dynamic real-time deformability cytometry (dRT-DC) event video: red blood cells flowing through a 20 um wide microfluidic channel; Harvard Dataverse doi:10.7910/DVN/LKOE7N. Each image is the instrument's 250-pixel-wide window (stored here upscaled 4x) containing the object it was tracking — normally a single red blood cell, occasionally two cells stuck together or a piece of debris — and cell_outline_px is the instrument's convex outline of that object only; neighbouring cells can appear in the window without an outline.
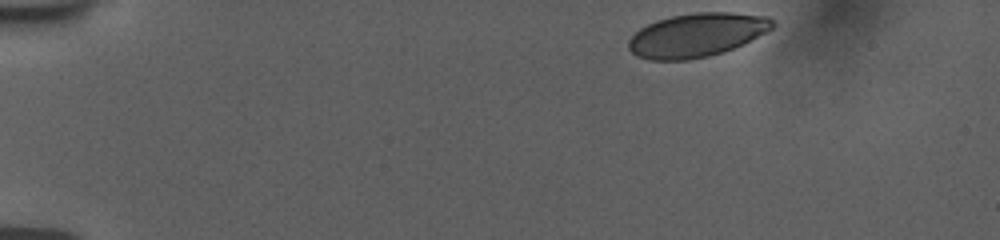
{"species": "human", "species_latin": "Homo sapiens", "temperature_condition": "room temperature", "stored_images_in_passage": 42, "camera_frame_rate_fps": 3000, "um_per_image_px": 0.085, "donor": {"sex": "female"}, "frame": {"image": 1, "passage_image": 1, "time_ms": 0.0, "image_size_px": [1000, 240], "cell_outline_px": [[776, 24], [772, 28], [744, 44], [724, 52], [708, 56], [688, 60], [648, 60], [636, 56], [628, 48], [628, 40], [640, 28], [656, 20], [672, 16], [696, 12], [732, 12], [768, 16]], "centroid_in_image_um": [59.22, 2.98], "position_along_channel_um": 25.8, "area_um2": 36.82}}
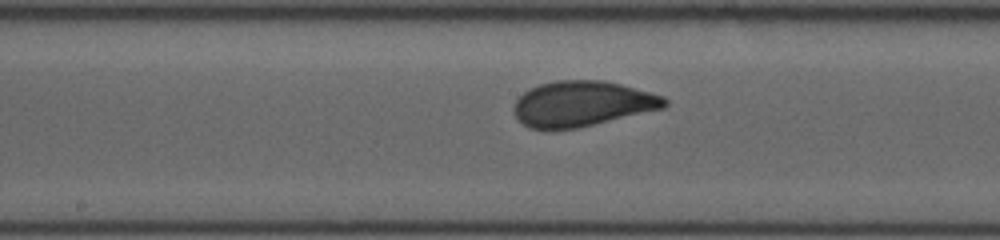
{"frame": {"image": 2, "passage_image": 23, "time_ms": 7.333, "image_size_px": [1000, 240], "cell_outline_px": [[668, 104], [664, 108], [576, 128], [532, 128], [524, 124], [516, 116], [512, 108], [516, 100], [524, 92], [540, 84], [556, 80], [604, 80], [620, 84], [664, 96], [668, 100]], "centroid_in_image_um": [49.51, 8.8], "position_along_channel_um": 198.7, "area_um2": 39.36}}
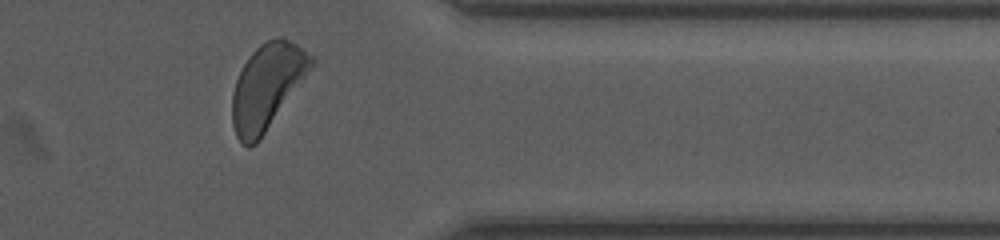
{"frame": {"image": 3, "passage_image": 39, "time_ms": 12.667, "image_size_px": [1000, 240], "cell_outline_px": [[316, 60], [260, 140], [256, 144], [248, 148], [236, 136], [232, 124], [232, 92], [236, 80], [244, 64], [252, 52], [260, 44], [276, 36], [280, 36], [296, 44], [312, 56]], "centroid_in_image_um": [22.67, 7.36], "position_along_channel_um": 388.7, "area_um2": 38.55}, "authors_computed_cell_mechanics": {"area_um2": 38.9283, "velocity_mm_per_s": 3.7419, "shape_relaxation_time_tau1_ms": 2.8346, "shape_relaxation_time_tau2_ms": null, "deformation_change_tau1": 0.1168, "deformation_change_tau2": null}}